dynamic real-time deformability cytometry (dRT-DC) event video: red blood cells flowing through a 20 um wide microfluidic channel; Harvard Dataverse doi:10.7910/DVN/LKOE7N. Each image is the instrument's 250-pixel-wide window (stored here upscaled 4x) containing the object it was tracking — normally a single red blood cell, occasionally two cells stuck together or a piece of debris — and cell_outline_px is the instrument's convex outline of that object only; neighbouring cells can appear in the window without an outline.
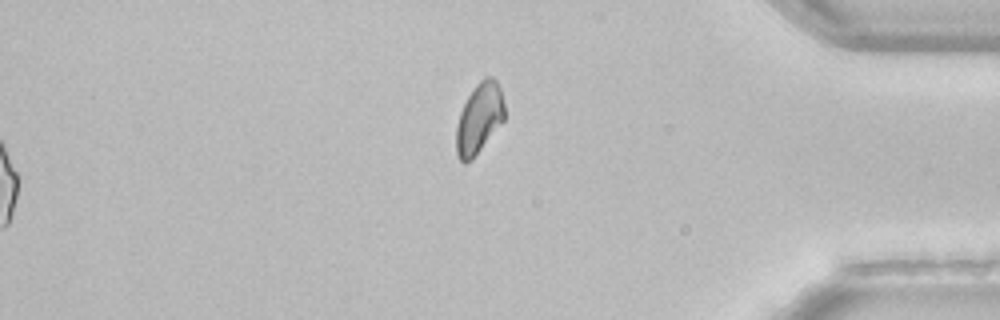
{"species": "common noctule bat (a hibernating species)", "species_latin": "Nyctalus noctula", "temperature_condition": "room temperature", "stored_images_in_passage": 52, "segment_of_instrument_passage": [2, 2], "camera_frame_rate_fps": 3000, "um_per_image_px": 0.085, "animal": {"sex": "female", "body_mass_g": 22.7, "forearm_length_mm": 54.2}, "frame": {"image": 1, "passage_image": 52, "time_ms": 17.0, "image_size_px": [1000, 320], "cell_outline_px": [[504, 120], [472, 160], [464, 164], [456, 156], [456, 124], [460, 112], [468, 96], [476, 84], [484, 76], [492, 76], [496, 80], [500, 88], [504, 104]], "centroid_in_image_um": [40.71, 10.07], "position_along_channel_um": 394.5, "area_um2": 19.88}}